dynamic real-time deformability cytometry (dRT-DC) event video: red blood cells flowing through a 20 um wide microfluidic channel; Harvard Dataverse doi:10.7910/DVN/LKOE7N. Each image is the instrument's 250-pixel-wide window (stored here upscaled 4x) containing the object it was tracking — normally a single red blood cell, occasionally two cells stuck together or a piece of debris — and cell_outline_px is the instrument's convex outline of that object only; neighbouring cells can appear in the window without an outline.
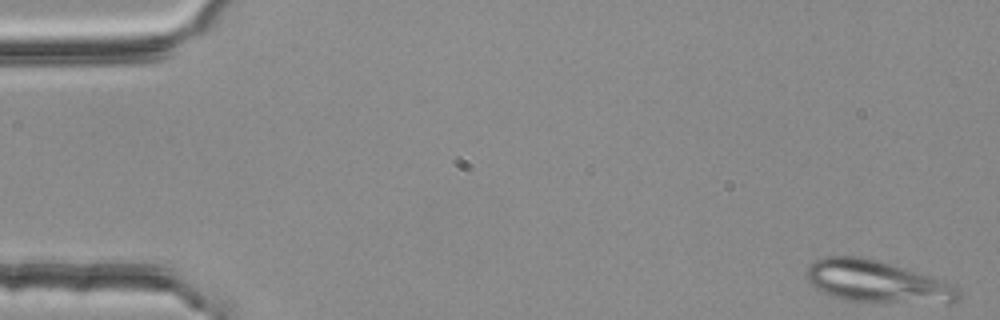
{"species": "common noctule bat (a hibernating species)", "species_latin": "Nyctalus noctula", "temperature_condition": "room temperature", "stored_images_in_passage": 3, "camera_frame_rate_fps": 3000, "um_per_image_px": 0.085, "animal": {"sex": "female", "body_mass_g": 25.1}, "frame": {"image": 1, "passage_image": 3, "time_ms": 0.667, "image_size_px": [1000, 320], "cell_outline_px": [[960, 296], [956, 300], [948, 304], [844, 300], [820, 292], [808, 280], [808, 268], [820, 256], [868, 256], [932, 276], [944, 280], [952, 284], [960, 292]], "centroid_in_image_um": [74.58, 23.93], "position_along_channel_um": 10.4, "area_um2": 37.57}}